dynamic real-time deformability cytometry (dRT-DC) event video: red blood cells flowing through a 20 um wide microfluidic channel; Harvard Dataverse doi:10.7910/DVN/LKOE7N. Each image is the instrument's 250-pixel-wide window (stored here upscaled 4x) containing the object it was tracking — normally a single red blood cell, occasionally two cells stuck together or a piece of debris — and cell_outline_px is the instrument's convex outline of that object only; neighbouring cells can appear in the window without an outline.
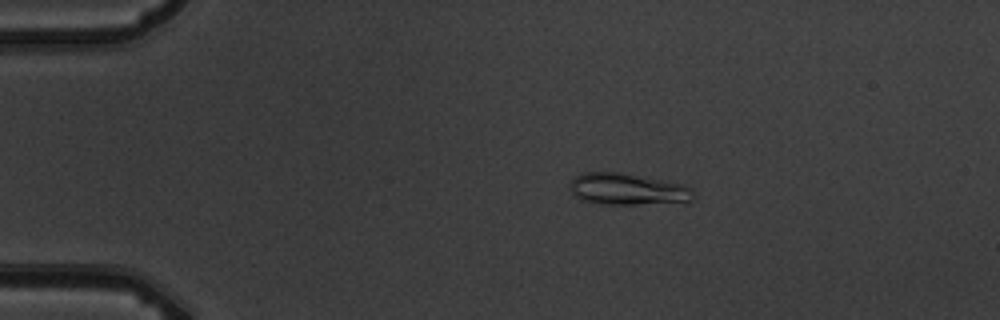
{"species": "common noctule bat (a hibernating species)", "species_latin": "Nyctalus noctula", "temperature_condition": "warm", "stored_images_in_passage": 16, "camera_frame_rate_fps": 3000, "um_per_image_px": 0.085, "animal": {"sex": "male", "body_mass_g": 19.5, "forearm_length_mm": 54.6}, "frame": {"image": 1, "passage_image": 4, "time_ms": 3.333, "image_size_px": [1000, 320], "cell_outline_px": [[696, 196], [688, 204], [604, 204], [584, 200], [572, 196], [568, 188], [568, 184], [576, 176], [584, 172], [616, 172], [664, 180], [684, 184], [692, 188]], "centroid_in_image_um": [53.42, 16.11], "position_along_channel_um": 31.6, "area_um2": 23.41}}
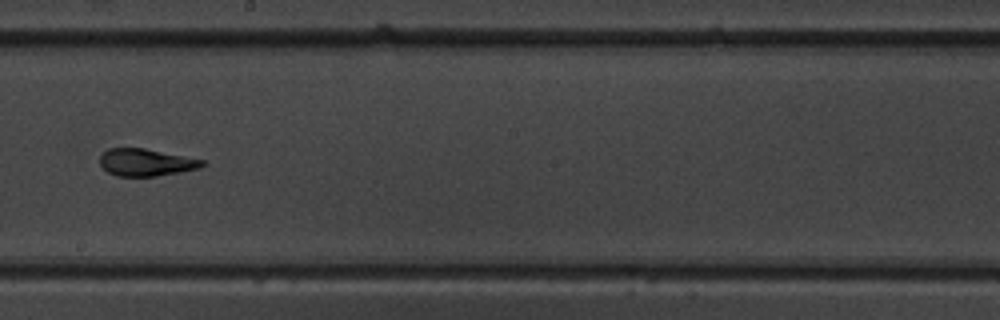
{"frame": {"image": 2, "passage_image": 10, "time_ms": 10.333, "image_size_px": [1000, 320], "cell_outline_px": [[208, 164], [200, 168], [180, 172], [156, 176], [116, 176], [108, 172], [100, 164], [100, 156], [108, 148], [144, 148], [204, 160]], "centroid_in_image_um": [12.43, 13.8], "position_along_channel_um": 235.8, "area_um2": 16.24}}
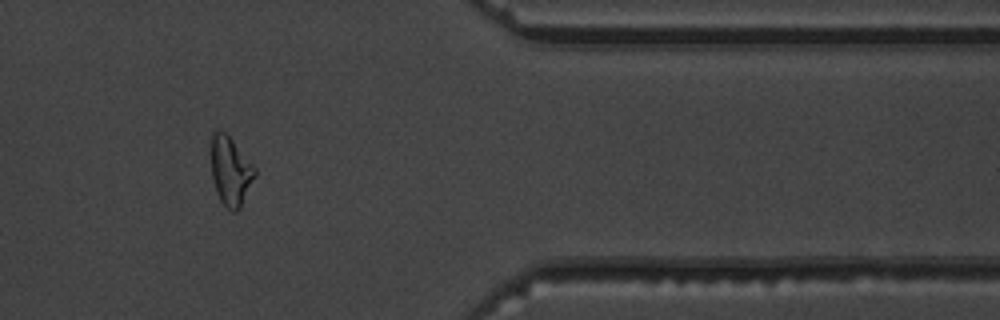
{"frame": {"image": 3, "passage_image": 14, "time_ms": 15.0, "image_size_px": [1000, 320], "cell_outline_px": [[256, 176], [240, 208], [236, 212], [232, 212], [220, 200], [216, 192], [212, 176], [212, 132], [216, 128], [224, 132], [232, 140], [256, 168]], "centroid_in_image_um": [19.61, 14.55], "position_along_channel_um": 391.8, "area_um2": 17.4}, "authors_computed_cell_mechanics": {"area_um2": 17.3689, "velocity_mm_per_s": 3.7459, "shape_relaxation_time_tau1_ms": 4.734, "shape_relaxation_time_tau2_ms": 1.2959, "deformation_change_tau1": 0.1668, "deformation_change_tau2": 0.0478}}